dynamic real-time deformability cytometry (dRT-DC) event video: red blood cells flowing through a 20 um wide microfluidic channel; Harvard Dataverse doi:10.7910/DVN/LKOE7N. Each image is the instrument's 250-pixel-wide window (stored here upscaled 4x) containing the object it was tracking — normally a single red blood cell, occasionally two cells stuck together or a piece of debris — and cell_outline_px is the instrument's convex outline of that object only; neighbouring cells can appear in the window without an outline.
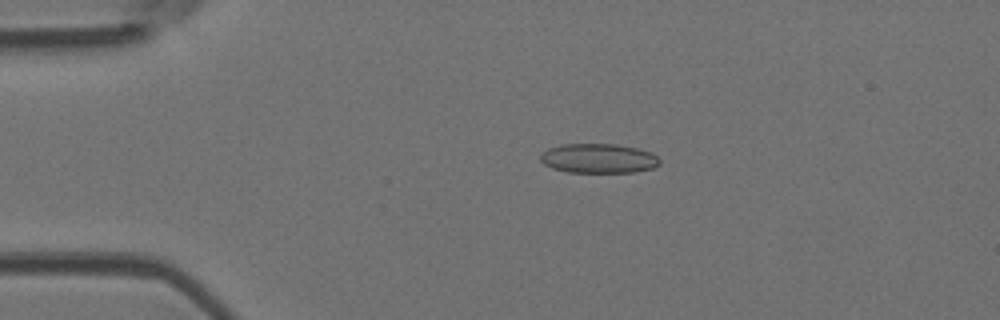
{"species": "Egyptian fruit bat (a non-hibernating species)", "species_latin": "Rousettus aegyptiacus", "temperature_condition": "room temperature", "stored_images_in_passage": 41, "camera_frame_rate_fps": 3000, "um_per_image_px": 0.085, "animal": {"sex": "female"}, "frame": {"image": 1, "passage_image": 2, "time_ms": 0.333, "image_size_px": [1000, 320], "cell_outline_px": [[660, 164], [652, 168], [636, 172], [568, 172], [552, 168], [544, 164], [540, 160], [540, 156], [548, 148], [560, 144], [616, 144], [636, 148], [652, 152], [660, 160]], "centroid_in_image_um": [50.88, 13.46], "position_along_channel_um": 34.1, "area_um2": 20.52}}
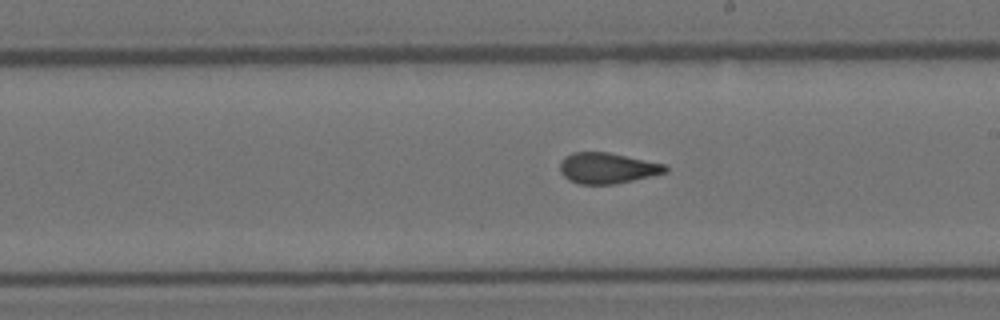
{"frame": {"image": 2, "passage_image": 20, "time_ms": 6.333, "image_size_px": [1000, 320], "cell_outline_px": [[668, 172], [616, 184], [580, 184], [568, 180], [560, 172], [560, 160], [564, 156], [572, 152], [608, 152], [664, 164], [668, 168]], "centroid_in_image_um": [51.59, 14.29], "position_along_channel_um": 237.4, "area_um2": 18.96}}
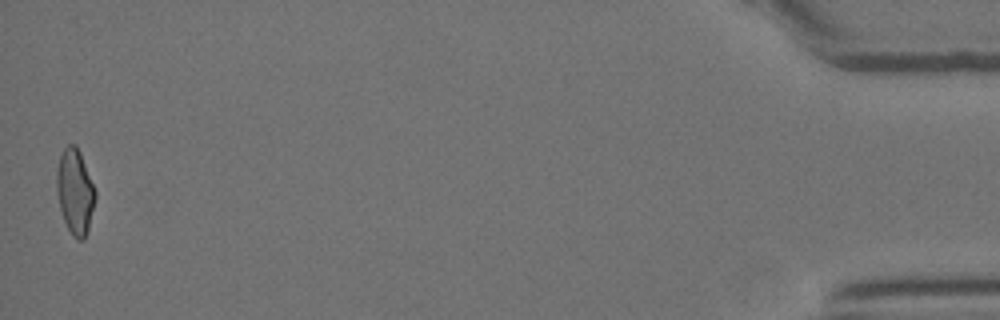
{"frame": {"image": 3, "passage_image": 41, "time_ms": 13.333, "image_size_px": [1000, 320], "cell_outline_px": [[96, 200], [88, 232], [84, 240], [76, 240], [72, 236], [64, 220], [60, 208], [56, 188], [56, 172], [60, 156], [64, 148], [68, 144], [76, 144], [80, 152], [96, 192]], "centroid_in_image_um": [6.39, 16.32], "position_along_channel_um": 428.8, "area_um2": 19.31}, "authors_computed_cell_mechanics": {"area_um2": 19.2474, "velocity_mm_per_s": 4.0676, "shape_relaxation_time_tau1_ms": null, "shape_relaxation_time_tau2_ms": 1.0962, "deformation_change_tau1": null, "deformation_change_tau2": 0.0913}}